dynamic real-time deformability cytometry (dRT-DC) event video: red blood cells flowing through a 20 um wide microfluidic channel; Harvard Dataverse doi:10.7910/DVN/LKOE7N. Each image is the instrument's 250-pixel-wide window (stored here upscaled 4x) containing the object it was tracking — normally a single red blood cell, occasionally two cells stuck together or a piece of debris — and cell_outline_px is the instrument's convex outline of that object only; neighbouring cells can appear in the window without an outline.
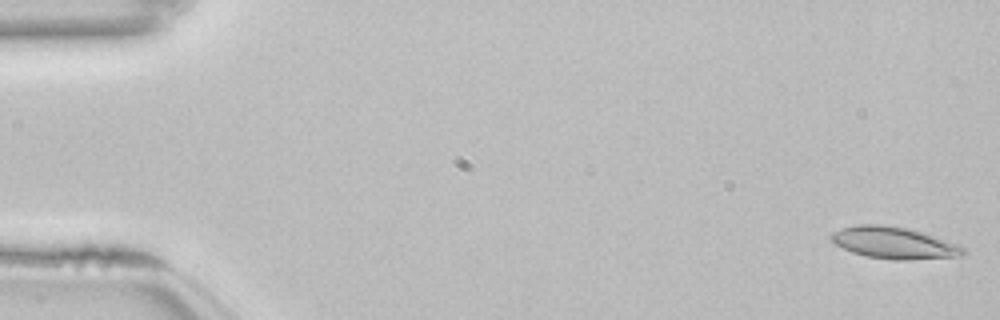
{"species": "common noctule bat (a hibernating species)", "species_latin": "Nyctalus noctula", "temperature_condition": "room temperature", "stored_images_in_passage": 53, "camera_frame_rate_fps": 3000, "um_per_image_px": 0.085, "animal": {"sex": "female", "body_mass_g": 22.7, "forearm_length_mm": 54.2}, "frame": {"image": 1, "passage_image": 1, "time_ms": 0.0, "image_size_px": [1000, 320], "cell_outline_px": [[968, 252], [964, 256], [904, 260], [896, 260], [864, 256], [852, 252], [836, 244], [832, 240], [832, 232], [840, 228], [856, 224], [884, 224], [908, 228], [924, 232], [960, 244]], "centroid_in_image_um": [76.05, 20.63], "position_along_channel_um": 8.9, "area_um2": 24.8}}
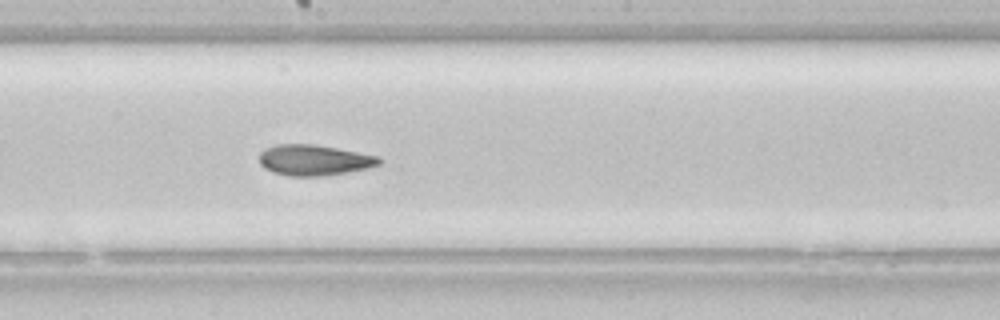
{"frame": {"image": 2, "passage_image": 29, "time_ms": 9.333, "image_size_px": [1000, 320], "cell_outline_px": [[380, 164], [368, 168], [348, 172], [320, 176], [288, 176], [272, 172], [264, 168], [260, 164], [260, 152], [264, 148], [276, 144], [316, 144], [380, 156]], "centroid_in_image_um": [26.68, 13.6], "position_along_channel_um": 221.5, "area_um2": 21.62}}
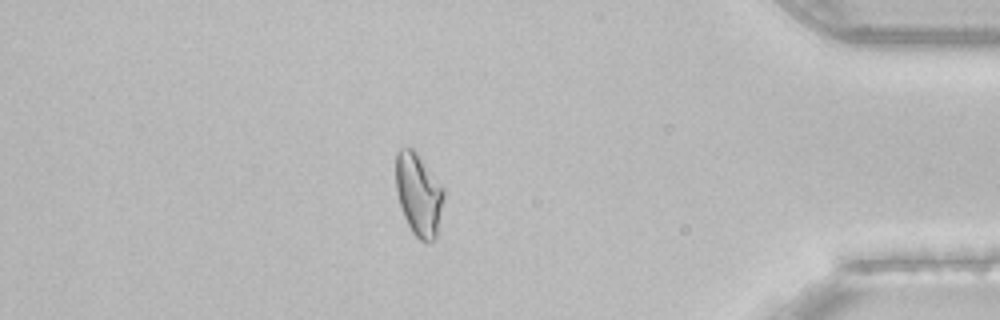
{"frame": {"image": 3, "passage_image": 46, "time_ms": 15.0, "image_size_px": [1000, 320], "cell_outline_px": [[444, 196], [436, 236], [428, 244], [424, 244], [412, 232], [404, 216], [396, 192], [396, 152], [400, 148], [412, 148], [416, 152], [444, 188]], "centroid_in_image_um": [35.58, 16.54], "position_along_channel_um": 399.6, "area_um2": 22.89}, "authors_computed_cell_mechanics": {"area_um2": 22.8888, "velocity_mm_per_s": 3.8395, "shape_relaxation_time_tau1_ms": 11.3066, "shape_relaxation_time_tau2_ms": 4.916, "deformation_change_tau1": 0.2156, "deformation_change_tau2": 0.1056}}